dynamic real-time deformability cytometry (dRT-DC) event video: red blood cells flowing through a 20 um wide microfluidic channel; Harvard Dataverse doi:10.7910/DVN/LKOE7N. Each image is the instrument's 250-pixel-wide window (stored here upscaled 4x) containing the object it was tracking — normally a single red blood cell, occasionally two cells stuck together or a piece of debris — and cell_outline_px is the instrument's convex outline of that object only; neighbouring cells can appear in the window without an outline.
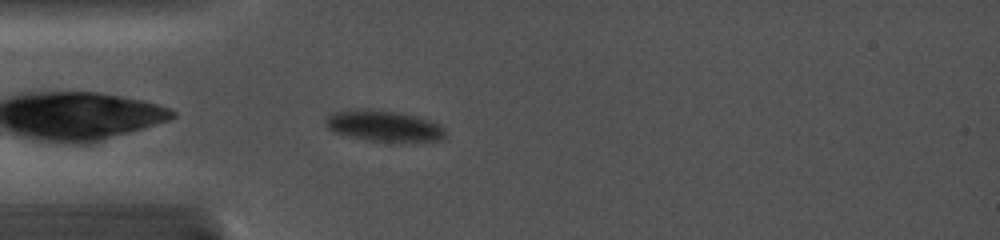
{"species": "common noctule bat (a hibernating species)", "species_latin": "Nyctalus noctula", "temperature_condition": "cold", "stored_images_in_passage": 1, "camera_frame_rate_fps": 5000, "um_per_image_px": 0.085, "animal": {"sex": "female", "body_mass_g": 19.0, "forearm_length_mm": 56.7}, "frame": {"image": 1, "passage_image": 1, "time_ms": 0.0, "image_size_px": [1000, 240], "cell_outline_px": [[448, 132], [444, 140], [400, 144], [396, 144], [368, 140], [336, 132], [328, 128], [324, 124], [324, 116], [332, 112], [356, 108], [360, 108], [396, 112], [416, 116], [440, 124]], "centroid_in_image_um": [32.68, 10.74], "position_along_channel_um": 52.3, "area_um2": 22.48}}